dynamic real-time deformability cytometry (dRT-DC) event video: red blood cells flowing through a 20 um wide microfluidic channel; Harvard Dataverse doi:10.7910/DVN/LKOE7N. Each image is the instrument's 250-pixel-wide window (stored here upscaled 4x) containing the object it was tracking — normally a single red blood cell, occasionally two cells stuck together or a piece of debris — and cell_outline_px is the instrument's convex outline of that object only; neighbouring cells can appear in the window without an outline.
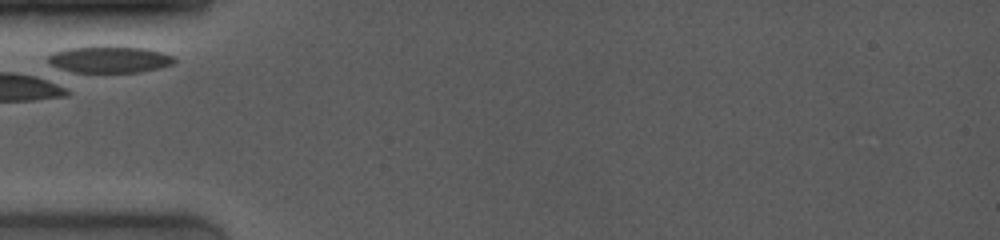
{"species": "common noctule bat (a hibernating species)", "species_latin": "Nyctalus noctula", "temperature_condition": "room temperature", "stored_images_in_passage": 26, "camera_frame_rate_fps": 4000, "um_per_image_px": 0.085, "animal": {"sex": "female", "body_mass_g": 19.0, "forearm_length_mm": 53.3}, "frame": {"image": 1, "passage_image": 1, "time_ms": 0.0, "image_size_px": [1000, 240], "cell_outline_px": [[176, 60], [172, 64], [160, 68], [140, 72], [60, 72], [48, 60], [48, 56], [52, 52], [68, 48], [104, 44], [144, 48], [160, 52], [172, 56]], "centroid_in_image_um": [9.24, 5.04], "position_along_channel_um": 75.8, "area_um2": 20.23}}
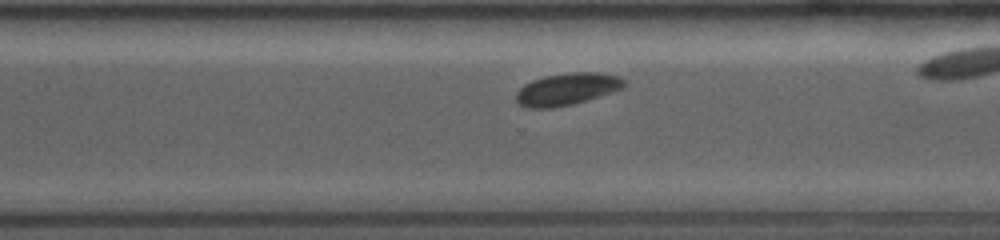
{"frame": {"image": 2, "passage_image": 19, "time_ms": 6.0, "image_size_px": [1000, 240], "cell_outline_px": [[628, 84], [612, 92], [572, 104], [552, 108], [528, 108], [520, 104], [516, 100], [516, 92], [524, 84], [532, 80], [548, 76], [572, 72], [596, 72], [620, 76]], "centroid_in_image_um": [48.19, 7.57], "position_along_channel_um": 322.4, "area_um2": 20.0}}